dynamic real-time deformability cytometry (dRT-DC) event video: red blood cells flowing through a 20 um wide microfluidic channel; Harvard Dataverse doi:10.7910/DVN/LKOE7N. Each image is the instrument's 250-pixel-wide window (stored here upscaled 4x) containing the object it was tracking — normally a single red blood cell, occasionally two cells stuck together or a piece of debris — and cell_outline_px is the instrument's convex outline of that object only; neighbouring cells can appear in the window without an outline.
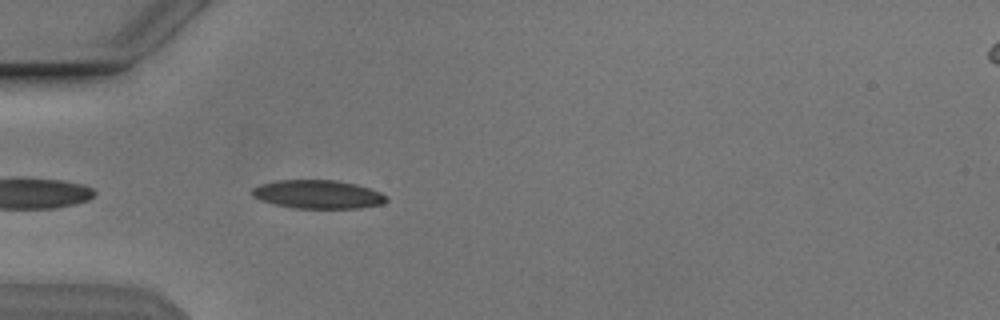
{"species": "Egyptian fruit bat (a non-hibernating species)", "species_latin": "Rousettus aegyptiacus", "temperature_condition": "cold", "stored_images_in_passage": 25, "camera_frame_rate_fps": 3000, "um_per_image_px": 0.085, "animal": {"sex": "male"}, "frame": {"image": 1, "passage_image": 2, "time_ms": 0.333, "image_size_px": [1000, 320], "cell_outline_px": [[388, 200], [384, 204], [360, 208], [292, 208], [260, 200], [252, 196], [252, 188], [260, 184], [276, 180], [336, 180], [356, 184], [380, 192]], "centroid_in_image_um": [27.01, 16.52], "position_along_channel_um": 58.0, "area_um2": 22.31}}
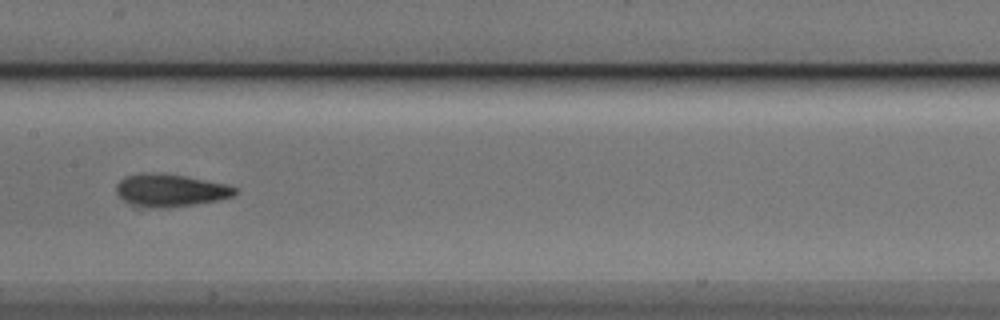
{"frame": {"image": 2, "passage_image": 13, "time_ms": 4.0, "image_size_px": [1000, 320], "cell_outline_px": [[236, 192], [232, 196], [220, 200], [196, 204], [164, 208], [152, 208], [132, 204], [124, 200], [116, 192], [116, 184], [124, 176], [144, 172], [184, 176], [224, 184], [236, 188]], "centroid_in_image_um": [14.44, 16.18], "position_along_channel_um": 193.0, "area_um2": 22.25}}
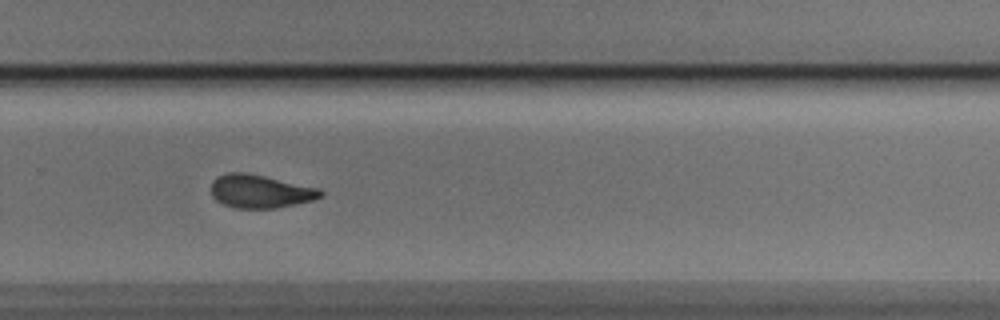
{"frame": {"image": 3, "passage_image": 22, "time_ms": 7.0, "image_size_px": [1000, 320], "cell_outline_px": [[324, 196], [312, 200], [276, 208], [236, 208], [224, 204], [216, 200], [212, 196], [212, 180], [216, 176], [228, 172], [248, 172], [320, 188], [324, 192]], "centroid_in_image_um": [22.13, 16.24], "position_along_channel_um": 307.7, "area_um2": 21.39}}